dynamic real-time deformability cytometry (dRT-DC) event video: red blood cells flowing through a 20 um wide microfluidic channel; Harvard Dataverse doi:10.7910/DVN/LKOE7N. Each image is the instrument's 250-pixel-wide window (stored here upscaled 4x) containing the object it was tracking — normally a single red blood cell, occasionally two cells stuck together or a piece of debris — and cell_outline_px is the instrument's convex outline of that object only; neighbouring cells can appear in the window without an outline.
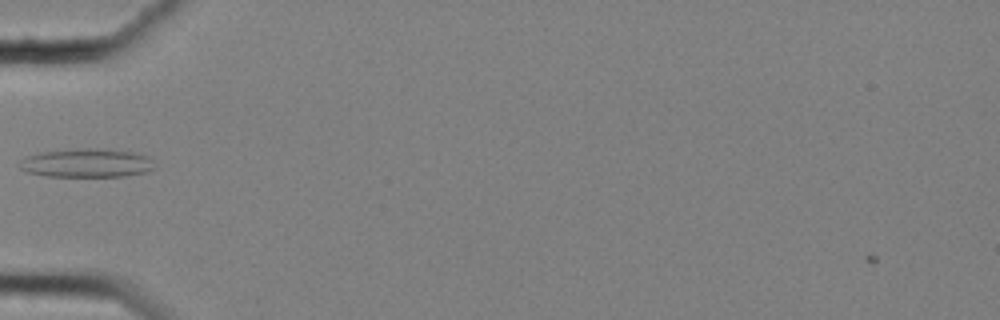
{"species": "common noctule bat (a hibernating species)", "species_latin": "Nyctalus noctula", "temperature_condition": "cold", "stored_images_in_passage": 40, "camera_frame_rate_fps": 3000, "um_per_image_px": 0.085, "animal": {"sex": "female", "body_mass_g": 25.1}, "frame": {"image": 1, "passage_image": 3, "time_ms": 0.667, "image_size_px": [1000, 320], "cell_outline_px": [[156, 168], [144, 172], [124, 176], [44, 176], [28, 172], [20, 168], [20, 160], [28, 156], [40, 152], [68, 148], [108, 148], [132, 152], [148, 156]], "centroid_in_image_um": [7.36, 13.83], "position_along_channel_um": 77.6, "area_um2": 22.77}}
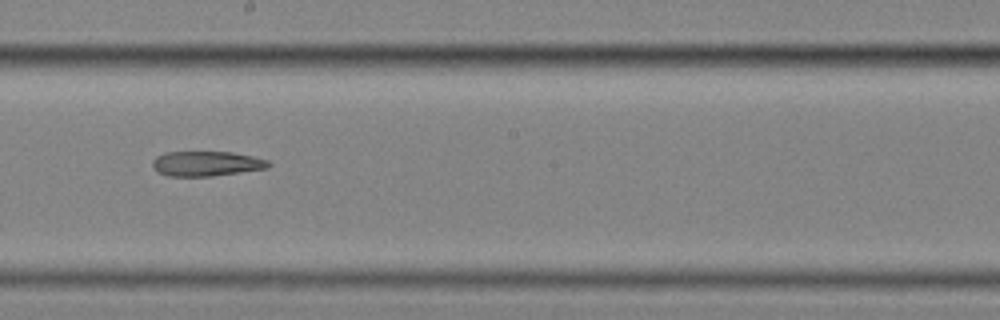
{"frame": {"image": 2, "passage_image": 16, "time_ms": 5.0, "image_size_px": [1000, 320], "cell_outline_px": [[272, 164], [268, 168], [212, 176], [168, 176], [160, 172], [152, 164], [152, 160], [156, 156], [164, 152], [232, 152], [252, 156], [268, 160]], "centroid_in_image_um": [17.57, 13.9], "position_along_channel_um": 230.6, "area_um2": 16.76}}
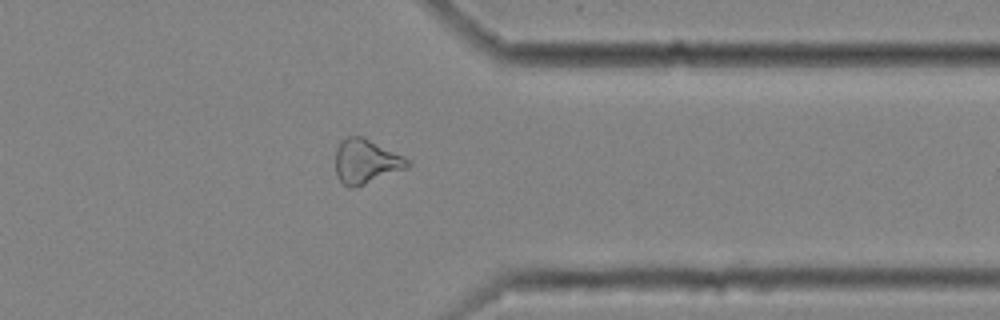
{"frame": {"image": 3, "passage_image": 29, "time_ms": 9.333, "image_size_px": [1000, 320], "cell_outline_px": [[412, 164], [408, 168], [364, 184], [348, 188], [336, 176], [336, 148], [340, 140], [348, 136], [364, 136], [408, 160]], "centroid_in_image_um": [31.08, 13.71], "position_along_channel_um": 380.3, "area_um2": 18.44}}